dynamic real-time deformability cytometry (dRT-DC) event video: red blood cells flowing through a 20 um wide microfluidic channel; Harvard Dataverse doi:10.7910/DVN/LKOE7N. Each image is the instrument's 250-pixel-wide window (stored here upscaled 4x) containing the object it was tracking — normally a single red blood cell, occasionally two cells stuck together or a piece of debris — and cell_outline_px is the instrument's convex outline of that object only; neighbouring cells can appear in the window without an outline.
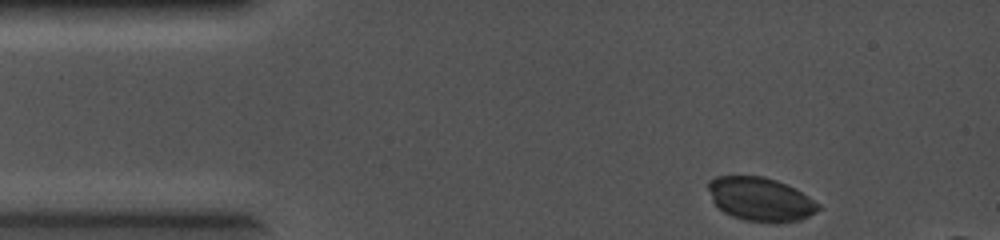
{"species": "common noctule bat (a hibernating species)", "species_latin": "Nyctalus noctula", "temperature_condition": "cold", "stored_images_in_passage": 3, "camera_frame_rate_fps": 5000, "um_per_image_px": 0.085, "animal": {"sex": "female", "body_mass_g": 19.0, "forearm_length_mm": 56.7}, "frame": {"image": 1, "passage_image": 1, "time_ms": 0.0, "image_size_px": [1000, 240], "cell_outline_px": [[820, 208], [816, 212], [800, 220], [776, 224], [744, 220], [732, 216], [724, 212], [712, 200], [708, 188], [708, 180], [716, 176], [764, 176], [776, 180], [796, 188], [820, 204]], "centroid_in_image_um": [64.65, 16.94], "position_along_channel_um": 20.3, "area_um2": 28.26}}
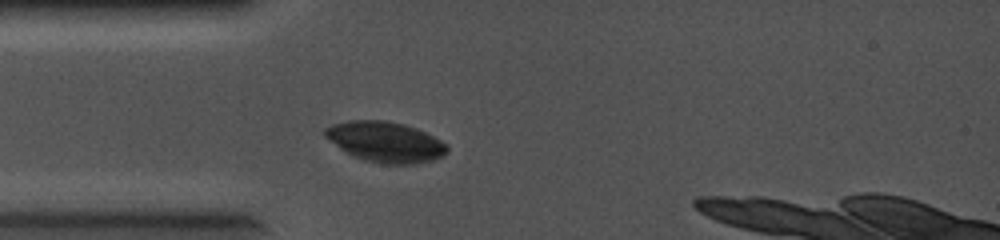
{"frame": {"image": 2, "passage_image": 3, "time_ms": 0.4, "image_size_px": [1000, 240], "cell_outline_px": [[448, 152], [444, 156], [432, 160], [416, 164], [384, 164], [364, 160], [352, 156], [340, 148], [324, 136], [324, 128], [332, 124], [348, 120], [388, 120], [404, 124], [416, 128], [448, 144]], "centroid_in_image_um": [32.76, 12.06], "position_along_channel_um": 52.2, "area_um2": 28.96}}